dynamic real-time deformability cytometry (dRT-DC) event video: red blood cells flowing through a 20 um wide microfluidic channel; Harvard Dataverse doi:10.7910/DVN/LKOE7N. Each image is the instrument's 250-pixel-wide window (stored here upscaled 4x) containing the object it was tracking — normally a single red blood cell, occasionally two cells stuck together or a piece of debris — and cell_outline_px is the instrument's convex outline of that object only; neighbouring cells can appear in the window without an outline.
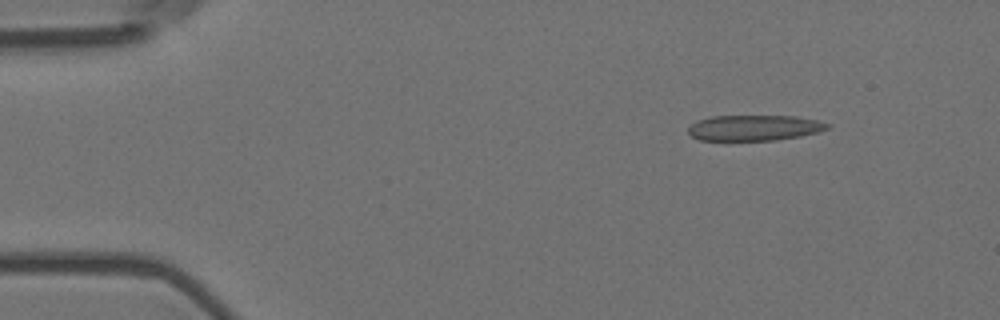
{"species": "Egyptian fruit bat (a non-hibernating species)", "species_latin": "Rousettus aegyptiacus", "temperature_condition": "room temperature", "stored_images_in_passage": 5, "segment_of_instrument_passage": [2, 2], "camera_frame_rate_fps": 3000, "um_per_image_px": 0.085, "animal": {"sex": "female"}, "frame": {"image": 1, "passage_image": 5, "time_ms": 1.333, "image_size_px": [1000, 320], "cell_outline_px": [[832, 124], [828, 128], [820, 132], [800, 136], [776, 140], [700, 140], [692, 136], [688, 132], [688, 128], [696, 120], [712, 116], [796, 116], [816, 120]], "centroid_in_image_um": [64.13, 10.86], "position_along_channel_um": 20.9, "area_um2": 20.81}}